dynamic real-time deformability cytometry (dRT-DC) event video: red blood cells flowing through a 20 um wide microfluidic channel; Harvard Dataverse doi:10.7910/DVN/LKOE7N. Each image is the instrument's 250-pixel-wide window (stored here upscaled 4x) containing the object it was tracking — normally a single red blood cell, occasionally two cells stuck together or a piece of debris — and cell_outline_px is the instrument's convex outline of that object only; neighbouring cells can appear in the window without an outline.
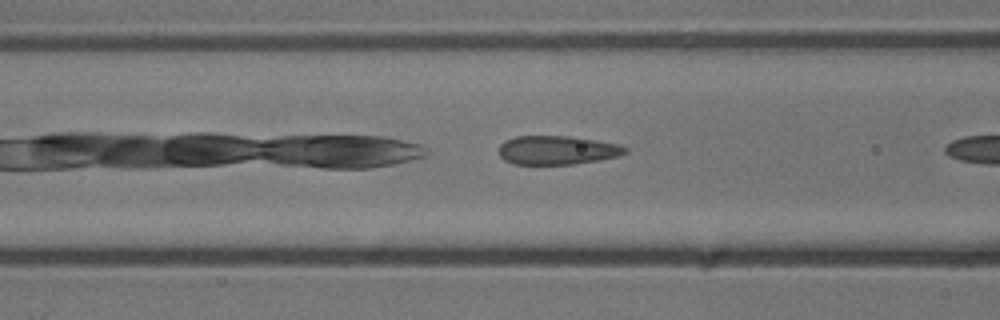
{"species": "common noctule bat (a hibernating species)", "species_latin": "Nyctalus noctula", "temperature_condition": "cold", "stored_images_in_passage": 8, "camera_frame_rate_fps": 3000, "um_per_image_px": 0.085, "animal": {"sex": "male", "body_mass_g": 13.3}, "frame": {"image": 1, "passage_image": 7, "time_ms": 2.0, "image_size_px": [1000, 320], "cell_outline_px": [[628, 152], [620, 156], [600, 160], [572, 164], [512, 164], [504, 160], [500, 156], [500, 144], [504, 140], [516, 136], [568, 136], [596, 140], [616, 144], [628, 148]], "centroid_in_image_um": [47.36, 12.76], "position_along_channel_um": 119.2, "area_um2": 21.27}}